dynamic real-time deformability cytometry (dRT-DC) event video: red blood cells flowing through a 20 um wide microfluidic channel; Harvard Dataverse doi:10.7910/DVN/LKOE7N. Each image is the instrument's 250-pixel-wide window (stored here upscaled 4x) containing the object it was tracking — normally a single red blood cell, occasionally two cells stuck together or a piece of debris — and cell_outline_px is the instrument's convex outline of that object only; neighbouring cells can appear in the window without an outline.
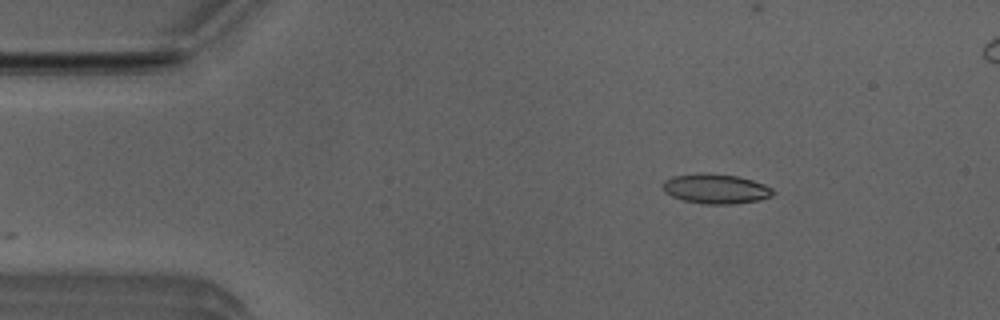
{"species": "Egyptian fruit bat (a non-hibernating species)", "species_latin": "Rousettus aegyptiacus", "temperature_condition": "room temperature", "stored_images_in_passage": 2, "camera_frame_rate_fps": 3000, "um_per_image_px": 0.085, "animal": {"sex": "male"}, "frame": {"image": 1, "passage_image": 2, "time_ms": 0.333, "image_size_px": [1000, 320], "cell_outline_px": [[772, 196], [760, 200], [732, 204], [704, 204], [680, 200], [664, 192], [660, 184], [664, 180], [672, 176], [700, 172], [736, 176], [752, 180], [764, 184], [772, 188]], "centroid_in_image_um": [60.77, 16.04], "position_along_channel_um": 24.2, "area_um2": 19.31}}